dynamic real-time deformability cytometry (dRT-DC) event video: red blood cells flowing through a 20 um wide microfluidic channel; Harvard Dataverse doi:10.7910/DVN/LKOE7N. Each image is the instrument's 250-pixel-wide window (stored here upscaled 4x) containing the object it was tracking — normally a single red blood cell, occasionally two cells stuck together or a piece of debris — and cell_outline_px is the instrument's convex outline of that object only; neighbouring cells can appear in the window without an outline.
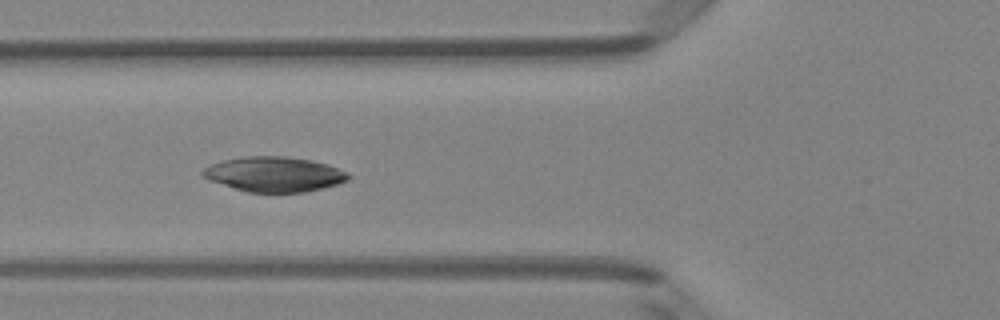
{"species": "Egyptian fruit bat (a non-hibernating species)", "species_latin": "Rousettus aegyptiacus", "temperature_condition": "room temperature", "stored_images_in_passage": 6, "camera_frame_rate_fps": 3000, "um_per_image_px": 0.085, "animal": {"sex": "female"}, "frame": {"image": 1, "passage_image": 3, "time_ms": 0.667, "image_size_px": [1000, 320], "cell_outline_px": [[352, 176], [348, 180], [336, 184], [304, 192], [248, 192], [208, 180], [200, 176], [200, 172], [204, 168], [212, 164], [224, 160], [244, 156], [288, 156], [312, 160], [328, 164], [348, 172]], "centroid_in_image_um": [23.3, 14.8], "position_along_channel_um": 102.5, "area_um2": 29.71}}
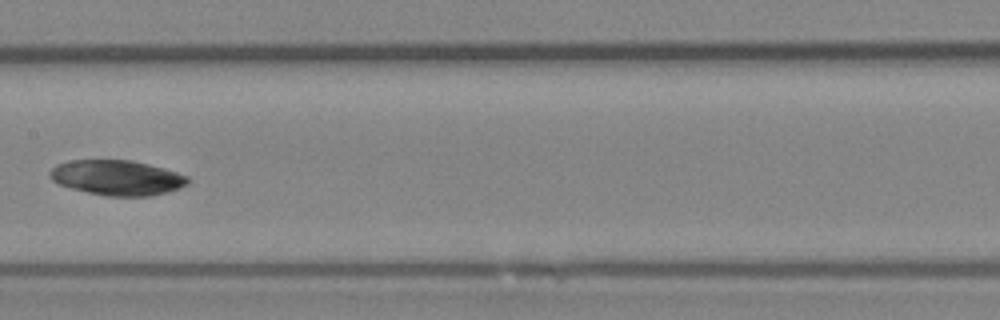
{"frame": {"image": 2, "passage_image": 5, "time_ms": 1.333, "image_size_px": [1000, 320], "cell_outline_px": [[192, 180], [188, 184], [180, 188], [168, 192], [148, 196], [108, 196], [88, 192], [72, 188], [60, 184], [52, 180], [48, 176], [48, 172], [56, 164], [72, 160], [132, 160], [164, 168], [188, 176]], "centroid_in_image_um": [9.97, 15.1], "position_along_channel_um": 197.4, "area_um2": 28.26}}
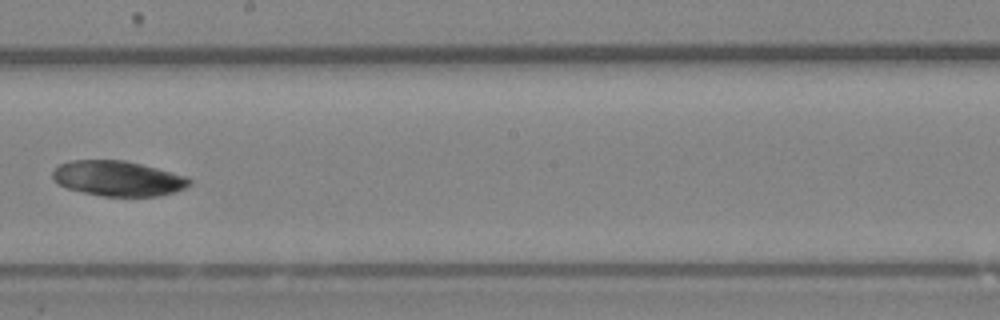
{"frame": {"image": 3, "passage_image": 6, "time_ms": 1.667, "image_size_px": [1000, 320], "cell_outline_px": [[192, 184], [184, 188], [160, 196], [100, 196], [68, 188], [52, 180], [52, 172], [60, 164], [72, 160], [124, 160], [188, 176], [192, 180]], "centroid_in_image_um": [10.04, 15.17], "position_along_channel_um": 238.2, "area_um2": 27.98}}